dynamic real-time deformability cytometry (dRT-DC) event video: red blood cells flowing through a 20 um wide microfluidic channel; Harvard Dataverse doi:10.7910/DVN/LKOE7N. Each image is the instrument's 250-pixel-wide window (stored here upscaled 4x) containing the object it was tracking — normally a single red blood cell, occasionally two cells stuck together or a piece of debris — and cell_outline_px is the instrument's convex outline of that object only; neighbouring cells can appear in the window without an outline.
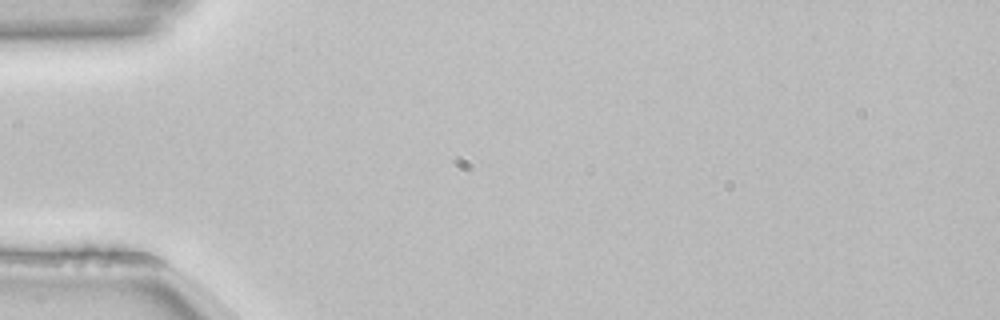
{"species": "common noctule bat (a hibernating species)", "species_latin": "Nyctalus noctula", "temperature_condition": "room temperature", "stored_images_in_passage": 1, "camera_frame_rate_fps": 3000, "um_per_image_px": 0.085, "animal": {"sex": "female", "body_mass_g": 22.7, "forearm_length_mm": 54.2}, "frame": {"image": 1, "passage_image": 1, "time_ms": 0.0, "image_size_px": [1000, 320], "cell_outline_px": [[140, 260], [132, 264], [40, 264], [32, 256], [88, 244], [140, 256]], "centroid_in_image_um": [7.38, 21.79], "position_along_channel_um": 77.6, "area_um2": 10.58}}